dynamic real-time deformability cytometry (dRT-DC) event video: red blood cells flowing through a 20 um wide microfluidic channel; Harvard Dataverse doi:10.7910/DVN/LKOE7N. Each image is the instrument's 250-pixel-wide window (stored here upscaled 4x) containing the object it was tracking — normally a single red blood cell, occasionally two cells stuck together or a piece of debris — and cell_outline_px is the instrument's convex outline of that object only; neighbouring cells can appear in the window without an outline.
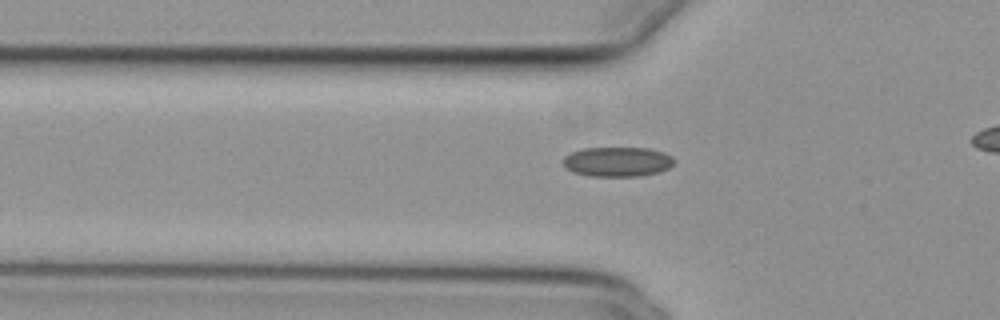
{"species": "common noctule bat (a hibernating species)", "species_latin": "Nyctalus noctula", "temperature_condition": "cold", "stored_images_in_passage": 21, "camera_frame_rate_fps": 3000, "um_per_image_px": 0.085, "animal": {"sex": "female", "body_mass_g": 29.2, "forearm_length_mm": 56.3}, "frame": {"image": 1, "passage_image": 6, "time_ms": 1.667, "image_size_px": [1000, 320], "cell_outline_px": [[676, 164], [660, 172], [640, 176], [588, 176], [572, 172], [564, 164], [564, 156], [572, 152], [584, 148], [648, 148], [664, 152], [672, 156], [676, 160]], "centroid_in_image_um": [52.54, 13.75], "position_along_channel_um": 73.3, "area_um2": 19.36}}
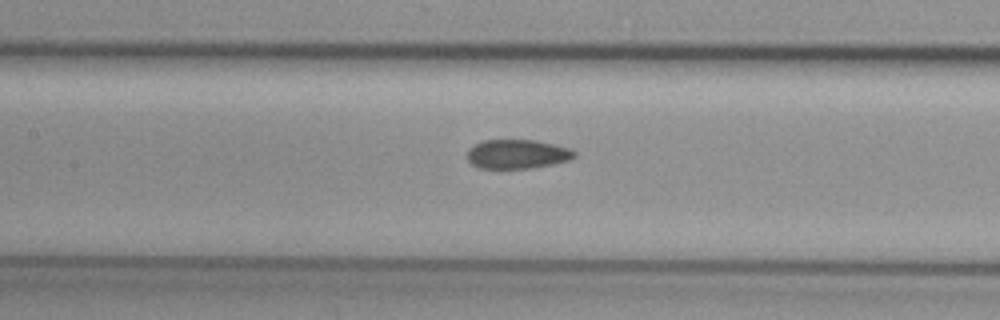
{"frame": {"image": 2, "passage_image": 13, "time_ms": 4.0, "image_size_px": [1000, 320], "cell_outline_px": [[576, 156], [568, 160], [552, 164], [532, 168], [480, 168], [472, 164], [468, 160], [468, 148], [484, 140], [536, 140], [568, 148], [576, 152]], "centroid_in_image_um": [43.96, 13.1], "position_along_channel_um": 163.4, "area_um2": 18.03}}
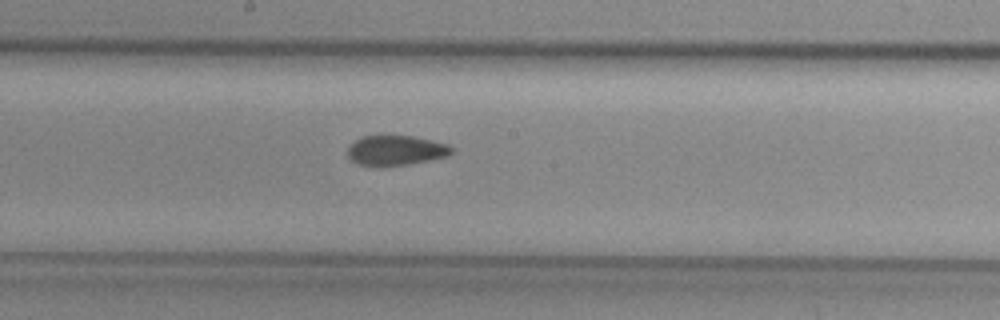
{"frame": {"image": 3, "passage_image": 17, "time_ms": 5.333, "image_size_px": [1000, 320], "cell_outline_px": [[452, 152], [448, 156], [408, 164], [360, 164], [352, 160], [348, 156], [348, 148], [356, 140], [364, 136], [412, 136], [432, 140], [448, 144], [452, 148]], "centroid_in_image_um": [33.69, 12.75], "position_along_channel_um": 214.5, "area_um2": 17.46}}